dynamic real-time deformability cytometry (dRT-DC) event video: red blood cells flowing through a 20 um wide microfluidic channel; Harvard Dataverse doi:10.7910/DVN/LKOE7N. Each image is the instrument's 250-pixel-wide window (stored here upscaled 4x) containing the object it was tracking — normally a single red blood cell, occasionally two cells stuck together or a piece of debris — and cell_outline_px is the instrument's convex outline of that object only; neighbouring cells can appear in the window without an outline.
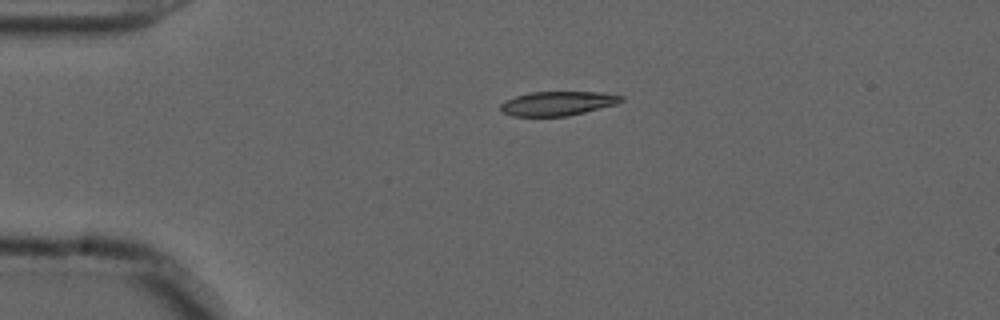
{"species": "common noctule bat (a hibernating species)", "species_latin": "Nyctalus noctula", "temperature_condition": "cold", "stored_images_in_passage": 44, "camera_frame_rate_fps": 3000, "um_per_image_px": 0.085, "animal": {"sex": "male", "forearm_length_mm": 52.5}, "frame": {"image": 1, "passage_image": 1, "time_ms": 0.0, "image_size_px": [1000, 320], "cell_outline_px": [[624, 100], [616, 104], [568, 116], [512, 116], [504, 112], [500, 108], [500, 104], [516, 96], [532, 92], [604, 92], [624, 96]], "centroid_in_image_um": [47.44, 8.79], "position_along_channel_um": 37.6, "area_um2": 16.88}}
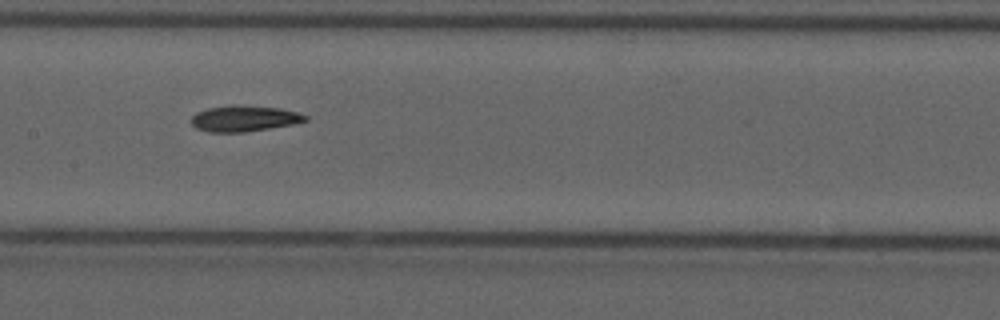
{"frame": {"image": 2, "passage_image": 16, "time_ms": 5.0, "image_size_px": [1000, 320], "cell_outline_px": [[308, 120], [292, 124], [244, 132], [208, 132], [196, 128], [192, 124], [192, 116], [196, 112], [208, 108], [280, 108], [296, 112], [308, 116]], "centroid_in_image_um": [20.75, 10.13], "position_along_channel_um": 186.6, "area_um2": 16.13}}
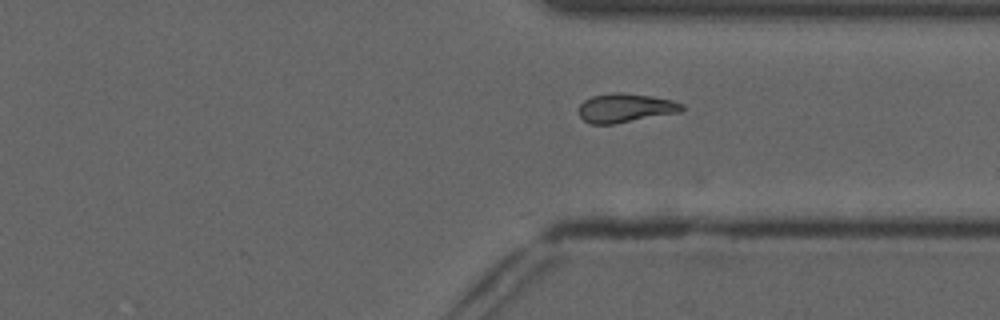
{"frame": {"image": 3, "passage_image": 30, "time_ms": 9.667, "image_size_px": [1000, 320], "cell_outline_px": [[684, 108], [680, 112], [612, 124], [592, 124], [584, 120], [580, 116], [580, 104], [584, 100], [592, 96], [612, 92], [620, 92], [652, 96], [672, 100], [684, 104]], "centroid_in_image_um": [53.16, 9.16], "position_along_channel_um": 358.2, "area_um2": 17.28}}